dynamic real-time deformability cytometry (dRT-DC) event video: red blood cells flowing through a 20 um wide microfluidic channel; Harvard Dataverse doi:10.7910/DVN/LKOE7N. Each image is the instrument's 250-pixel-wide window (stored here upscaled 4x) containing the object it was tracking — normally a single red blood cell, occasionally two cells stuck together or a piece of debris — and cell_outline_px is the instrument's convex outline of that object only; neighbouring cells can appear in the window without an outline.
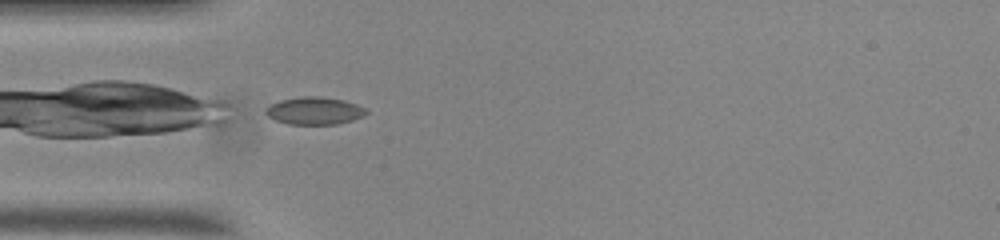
{"species": "common noctule bat (a hibernating species)", "species_latin": "Nyctalus noctula", "temperature_condition": "room temperature", "stored_images_in_passage": 29, "camera_frame_rate_fps": 3000, "um_per_image_px": 0.085, "animal": {"sex": "male", "body_mass_g": 20.0, "forearm_length_mm": 53.3}, "frame": {"image": 1, "passage_image": 1, "time_ms": 0.0, "image_size_px": [1000, 240], "cell_outline_px": [[368, 112], [364, 116], [352, 120], [336, 124], [288, 124], [276, 120], [268, 116], [264, 112], [272, 104], [280, 100], [304, 96], [320, 96], [344, 100], [356, 104], [364, 108]], "centroid_in_image_um": [26.75, 9.41], "position_along_channel_um": 58.3, "area_um2": 15.95}}
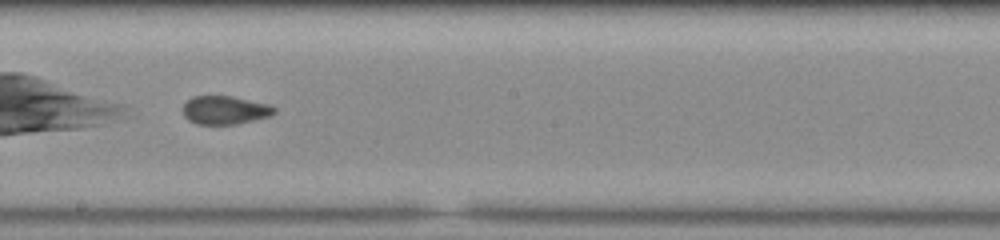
{"frame": {"image": 2, "passage_image": 15, "time_ms": 4.667, "image_size_px": [1000, 240], "cell_outline_px": [[276, 112], [272, 116], [236, 124], [196, 124], [188, 120], [184, 116], [184, 104], [192, 96], [232, 96], [272, 104], [276, 108]], "centroid_in_image_um": [19.17, 9.35], "position_along_channel_um": 229.0, "area_um2": 15.32}}
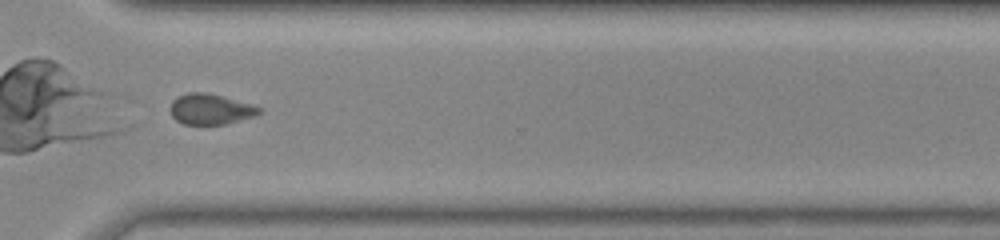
{"frame": {"image": 3, "passage_image": 25, "time_ms": 8.0, "image_size_px": [1000, 240], "cell_outline_px": [[264, 112], [256, 116], [224, 124], [184, 124], [176, 120], [172, 116], [168, 108], [172, 100], [188, 92], [204, 92], [252, 104], [264, 108]], "centroid_in_image_um": [17.91, 9.28], "position_along_channel_um": 352.7, "area_um2": 15.95}, "authors_computed_cell_mechanics": {"area_um2": 15.5482, "velocity_mm_per_s": 3.6968, "shape_relaxation_time_tau1_ms": 4.2767, "shape_relaxation_time_tau2_ms": 0.8781, "deformation_change_tau1": 0.094, "deformation_change_tau2": 0.0517}}